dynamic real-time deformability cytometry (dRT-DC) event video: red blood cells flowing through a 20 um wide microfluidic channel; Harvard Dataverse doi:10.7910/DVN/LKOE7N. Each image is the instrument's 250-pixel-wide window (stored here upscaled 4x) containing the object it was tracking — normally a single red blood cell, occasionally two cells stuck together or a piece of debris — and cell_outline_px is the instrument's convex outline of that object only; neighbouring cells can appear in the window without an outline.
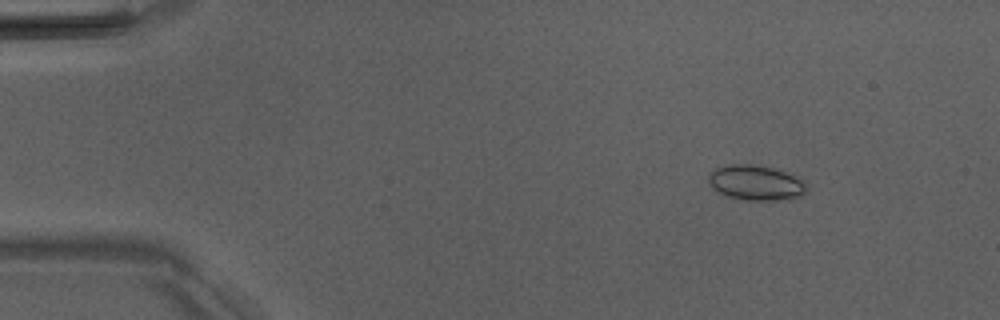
{"species": "Egyptian fruit bat (a non-hibernating species)", "species_latin": "Rousettus aegyptiacus", "temperature_condition": "room temperature", "stored_images_in_passage": 5, "camera_frame_rate_fps": 3000, "um_per_image_px": 0.085, "animal": {"sex": "male"}, "frame": {"image": 1, "passage_image": 2, "time_ms": 1.333, "image_size_px": [1000, 320], "cell_outline_px": [[808, 188], [804, 196], [788, 200], [748, 200], [728, 196], [712, 188], [708, 184], [708, 172], [716, 168], [732, 164], [752, 164], [772, 168], [784, 172], [804, 180], [808, 184]], "centroid_in_image_um": [64.28, 15.54], "position_along_channel_um": 20.7, "area_um2": 20.29}}